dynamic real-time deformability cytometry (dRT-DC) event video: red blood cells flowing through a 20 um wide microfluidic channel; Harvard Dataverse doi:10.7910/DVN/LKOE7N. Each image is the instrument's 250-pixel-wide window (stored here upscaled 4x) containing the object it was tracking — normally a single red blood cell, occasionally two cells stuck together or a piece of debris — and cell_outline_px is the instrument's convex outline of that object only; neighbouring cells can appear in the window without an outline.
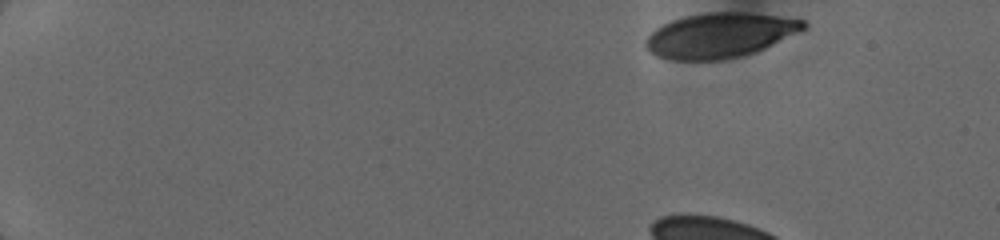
{"species": "human", "species_latin": "Homo sapiens", "temperature_condition": "cold", "stored_images_in_passage": 7, "camera_frame_rate_fps": 3000, "um_per_image_px": 0.085, "donor": {"sex": "female"}, "frame": {"image": 1, "passage_image": 1, "time_ms": 0.0, "image_size_px": [1000, 240], "cell_outline_px": [[808, 28], [756, 52], [740, 56], [720, 60], [672, 60], [656, 56], [644, 44], [644, 40], [656, 28], [672, 20], [684, 16], [708, 12], [744, 12], [776, 16], [804, 20], [808, 24]], "centroid_in_image_um": [61.2, 3.0], "position_along_channel_um": 23.8, "area_um2": 41.15}}